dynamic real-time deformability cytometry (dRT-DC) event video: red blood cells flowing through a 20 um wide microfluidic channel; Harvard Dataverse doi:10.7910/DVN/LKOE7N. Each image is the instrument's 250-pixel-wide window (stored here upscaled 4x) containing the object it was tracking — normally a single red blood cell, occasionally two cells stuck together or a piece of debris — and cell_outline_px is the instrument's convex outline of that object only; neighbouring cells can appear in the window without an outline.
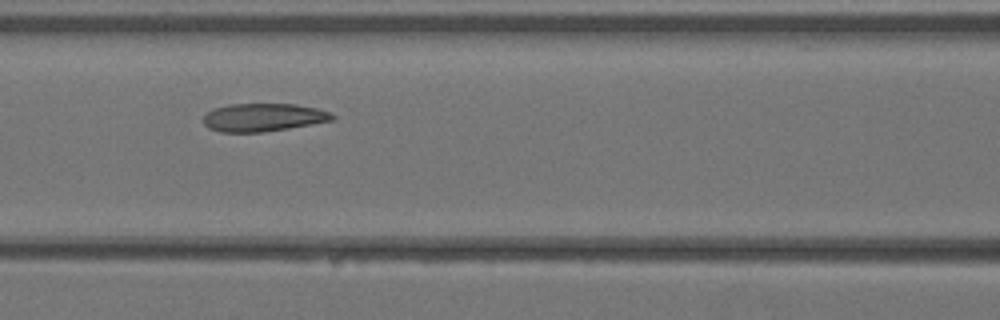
{"species": "Egyptian fruit bat (a non-hibernating species)", "species_latin": "Rousettus aegyptiacus", "temperature_condition": "warm", "stored_images_in_passage": 7, "camera_frame_rate_fps": 3000, "um_per_image_px": 0.085, "animal": {"sex": "female"}, "frame": {"image": 1, "passage_image": 6, "time_ms": 1.667, "image_size_px": [1000, 320], "cell_outline_px": [[336, 116], [332, 120], [288, 128], [264, 132], [220, 132], [208, 128], [204, 124], [204, 116], [208, 112], [216, 108], [228, 104], [296, 104], [316, 108], [332, 112]], "centroid_in_image_um": [22.38, 9.98], "position_along_channel_um": 144.2, "area_um2": 20.98}}
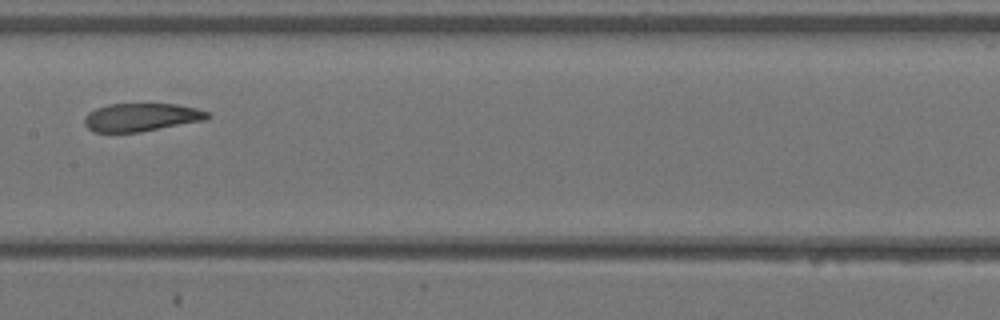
{"frame": {"image": 2, "passage_image": 7, "time_ms": 2.0, "image_size_px": [1000, 320], "cell_outline_px": [[212, 116], [208, 120], [140, 132], [96, 132], [88, 128], [84, 124], [84, 116], [88, 112], [96, 108], [108, 104], [176, 104], [196, 108], [208, 112]], "centroid_in_image_um": [12.04, 9.97], "position_along_channel_um": 195.4, "area_um2": 20.35}}